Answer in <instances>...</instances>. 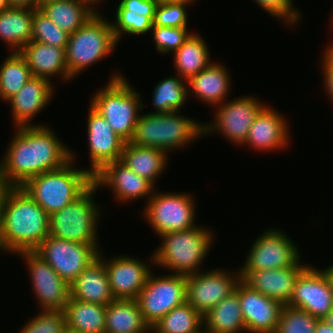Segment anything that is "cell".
Listing matches in <instances>:
<instances>
[{
	"mask_svg": "<svg viewBox=\"0 0 333 333\" xmlns=\"http://www.w3.org/2000/svg\"><path fill=\"white\" fill-rule=\"evenodd\" d=\"M71 160L72 151L47 126L18 127L0 161V185L21 187L36 175L60 169Z\"/></svg>",
	"mask_w": 333,
	"mask_h": 333,
	"instance_id": "obj_1",
	"label": "cell"
},
{
	"mask_svg": "<svg viewBox=\"0 0 333 333\" xmlns=\"http://www.w3.org/2000/svg\"><path fill=\"white\" fill-rule=\"evenodd\" d=\"M49 236V215L21 187H3L0 250L34 251Z\"/></svg>",
	"mask_w": 333,
	"mask_h": 333,
	"instance_id": "obj_2",
	"label": "cell"
},
{
	"mask_svg": "<svg viewBox=\"0 0 333 333\" xmlns=\"http://www.w3.org/2000/svg\"><path fill=\"white\" fill-rule=\"evenodd\" d=\"M72 160L64 167L29 179L21 188L50 216L80 197L92 184L89 170L74 169Z\"/></svg>",
	"mask_w": 333,
	"mask_h": 333,
	"instance_id": "obj_3",
	"label": "cell"
},
{
	"mask_svg": "<svg viewBox=\"0 0 333 333\" xmlns=\"http://www.w3.org/2000/svg\"><path fill=\"white\" fill-rule=\"evenodd\" d=\"M179 113L176 111L140 115L129 142L137 146L158 148L168 154L170 149L185 146L198 136L204 135V124Z\"/></svg>",
	"mask_w": 333,
	"mask_h": 333,
	"instance_id": "obj_4",
	"label": "cell"
},
{
	"mask_svg": "<svg viewBox=\"0 0 333 333\" xmlns=\"http://www.w3.org/2000/svg\"><path fill=\"white\" fill-rule=\"evenodd\" d=\"M90 106L104 117L118 136L129 142L140 116L138 110L144 105L127 80L116 74L93 95Z\"/></svg>",
	"mask_w": 333,
	"mask_h": 333,
	"instance_id": "obj_5",
	"label": "cell"
},
{
	"mask_svg": "<svg viewBox=\"0 0 333 333\" xmlns=\"http://www.w3.org/2000/svg\"><path fill=\"white\" fill-rule=\"evenodd\" d=\"M208 229L195 226L184 231L160 235L163 242L152 259L155 265L168 268L174 274L190 275L199 272V264L206 257L212 242Z\"/></svg>",
	"mask_w": 333,
	"mask_h": 333,
	"instance_id": "obj_6",
	"label": "cell"
},
{
	"mask_svg": "<svg viewBox=\"0 0 333 333\" xmlns=\"http://www.w3.org/2000/svg\"><path fill=\"white\" fill-rule=\"evenodd\" d=\"M106 20L97 12L81 28L69 34L65 59L71 78L115 49L118 41L112 22Z\"/></svg>",
	"mask_w": 333,
	"mask_h": 333,
	"instance_id": "obj_7",
	"label": "cell"
},
{
	"mask_svg": "<svg viewBox=\"0 0 333 333\" xmlns=\"http://www.w3.org/2000/svg\"><path fill=\"white\" fill-rule=\"evenodd\" d=\"M93 183L80 197L49 216V235L84 244H98L96 226L99 207L93 200L97 191Z\"/></svg>",
	"mask_w": 333,
	"mask_h": 333,
	"instance_id": "obj_8",
	"label": "cell"
},
{
	"mask_svg": "<svg viewBox=\"0 0 333 333\" xmlns=\"http://www.w3.org/2000/svg\"><path fill=\"white\" fill-rule=\"evenodd\" d=\"M136 300L151 329L174 307L186 302V275L173 273L156 277L151 272Z\"/></svg>",
	"mask_w": 333,
	"mask_h": 333,
	"instance_id": "obj_9",
	"label": "cell"
},
{
	"mask_svg": "<svg viewBox=\"0 0 333 333\" xmlns=\"http://www.w3.org/2000/svg\"><path fill=\"white\" fill-rule=\"evenodd\" d=\"M34 252L69 285L99 256L98 244H84L48 236Z\"/></svg>",
	"mask_w": 333,
	"mask_h": 333,
	"instance_id": "obj_10",
	"label": "cell"
},
{
	"mask_svg": "<svg viewBox=\"0 0 333 333\" xmlns=\"http://www.w3.org/2000/svg\"><path fill=\"white\" fill-rule=\"evenodd\" d=\"M144 209L145 218L159 236L195 227L194 199L187 193H155Z\"/></svg>",
	"mask_w": 333,
	"mask_h": 333,
	"instance_id": "obj_11",
	"label": "cell"
},
{
	"mask_svg": "<svg viewBox=\"0 0 333 333\" xmlns=\"http://www.w3.org/2000/svg\"><path fill=\"white\" fill-rule=\"evenodd\" d=\"M299 254L286 234L277 229L268 230L253 243L246 263L239 271L240 278L244 280L252 271L294 266L300 260Z\"/></svg>",
	"mask_w": 333,
	"mask_h": 333,
	"instance_id": "obj_12",
	"label": "cell"
},
{
	"mask_svg": "<svg viewBox=\"0 0 333 333\" xmlns=\"http://www.w3.org/2000/svg\"><path fill=\"white\" fill-rule=\"evenodd\" d=\"M240 280L239 272L233 276L220 268L187 275L186 302L203 316L234 292Z\"/></svg>",
	"mask_w": 333,
	"mask_h": 333,
	"instance_id": "obj_13",
	"label": "cell"
},
{
	"mask_svg": "<svg viewBox=\"0 0 333 333\" xmlns=\"http://www.w3.org/2000/svg\"><path fill=\"white\" fill-rule=\"evenodd\" d=\"M17 254L27 260L32 286L42 309L64 311L71 297L70 285L34 251H23Z\"/></svg>",
	"mask_w": 333,
	"mask_h": 333,
	"instance_id": "obj_14",
	"label": "cell"
},
{
	"mask_svg": "<svg viewBox=\"0 0 333 333\" xmlns=\"http://www.w3.org/2000/svg\"><path fill=\"white\" fill-rule=\"evenodd\" d=\"M287 305L323 319L333 308V290L325 273L308 265L297 277Z\"/></svg>",
	"mask_w": 333,
	"mask_h": 333,
	"instance_id": "obj_15",
	"label": "cell"
},
{
	"mask_svg": "<svg viewBox=\"0 0 333 333\" xmlns=\"http://www.w3.org/2000/svg\"><path fill=\"white\" fill-rule=\"evenodd\" d=\"M223 102L215 112L212 125H204V134L221 132L227 139L237 144H244L249 128L259 111L265 106L257 98L242 97L229 103ZM219 109V110H218Z\"/></svg>",
	"mask_w": 333,
	"mask_h": 333,
	"instance_id": "obj_16",
	"label": "cell"
},
{
	"mask_svg": "<svg viewBox=\"0 0 333 333\" xmlns=\"http://www.w3.org/2000/svg\"><path fill=\"white\" fill-rule=\"evenodd\" d=\"M104 262L114 299L136 300L152 272L151 267L132 257L120 256ZM149 267V268H148Z\"/></svg>",
	"mask_w": 333,
	"mask_h": 333,
	"instance_id": "obj_17",
	"label": "cell"
},
{
	"mask_svg": "<svg viewBox=\"0 0 333 333\" xmlns=\"http://www.w3.org/2000/svg\"><path fill=\"white\" fill-rule=\"evenodd\" d=\"M89 108L87 122L91 158L89 172L94 176L107 163L120 160L125 141L112 130L103 116L91 106Z\"/></svg>",
	"mask_w": 333,
	"mask_h": 333,
	"instance_id": "obj_18",
	"label": "cell"
},
{
	"mask_svg": "<svg viewBox=\"0 0 333 333\" xmlns=\"http://www.w3.org/2000/svg\"><path fill=\"white\" fill-rule=\"evenodd\" d=\"M239 302L246 331L275 333L283 305L239 281Z\"/></svg>",
	"mask_w": 333,
	"mask_h": 333,
	"instance_id": "obj_19",
	"label": "cell"
},
{
	"mask_svg": "<svg viewBox=\"0 0 333 333\" xmlns=\"http://www.w3.org/2000/svg\"><path fill=\"white\" fill-rule=\"evenodd\" d=\"M97 187L102 185L112 188L116 199L129 201L141 197L150 198L154 185L146 178L138 176L120 160L107 163L93 176Z\"/></svg>",
	"mask_w": 333,
	"mask_h": 333,
	"instance_id": "obj_20",
	"label": "cell"
},
{
	"mask_svg": "<svg viewBox=\"0 0 333 333\" xmlns=\"http://www.w3.org/2000/svg\"><path fill=\"white\" fill-rule=\"evenodd\" d=\"M307 267L300 260L291 267L252 271L243 281L253 290L287 305L299 274Z\"/></svg>",
	"mask_w": 333,
	"mask_h": 333,
	"instance_id": "obj_21",
	"label": "cell"
},
{
	"mask_svg": "<svg viewBox=\"0 0 333 333\" xmlns=\"http://www.w3.org/2000/svg\"><path fill=\"white\" fill-rule=\"evenodd\" d=\"M53 88L51 80L32 76L17 94L7 100L12 106V117L17 127L31 126L30 119L49 104Z\"/></svg>",
	"mask_w": 333,
	"mask_h": 333,
	"instance_id": "obj_22",
	"label": "cell"
},
{
	"mask_svg": "<svg viewBox=\"0 0 333 333\" xmlns=\"http://www.w3.org/2000/svg\"><path fill=\"white\" fill-rule=\"evenodd\" d=\"M270 106H264L256 115L244 144L261 151L282 149L288 144L289 129L284 117Z\"/></svg>",
	"mask_w": 333,
	"mask_h": 333,
	"instance_id": "obj_23",
	"label": "cell"
},
{
	"mask_svg": "<svg viewBox=\"0 0 333 333\" xmlns=\"http://www.w3.org/2000/svg\"><path fill=\"white\" fill-rule=\"evenodd\" d=\"M71 297L107 306L114 299L104 262L98 257L70 285Z\"/></svg>",
	"mask_w": 333,
	"mask_h": 333,
	"instance_id": "obj_24",
	"label": "cell"
},
{
	"mask_svg": "<svg viewBox=\"0 0 333 333\" xmlns=\"http://www.w3.org/2000/svg\"><path fill=\"white\" fill-rule=\"evenodd\" d=\"M19 52L25 58L32 76L50 80L51 76L59 74L64 77L63 80L72 79L68 72L64 48L30 41Z\"/></svg>",
	"mask_w": 333,
	"mask_h": 333,
	"instance_id": "obj_25",
	"label": "cell"
},
{
	"mask_svg": "<svg viewBox=\"0 0 333 333\" xmlns=\"http://www.w3.org/2000/svg\"><path fill=\"white\" fill-rule=\"evenodd\" d=\"M96 3V0H49L39 5L38 9L71 34L97 13L93 8Z\"/></svg>",
	"mask_w": 333,
	"mask_h": 333,
	"instance_id": "obj_26",
	"label": "cell"
},
{
	"mask_svg": "<svg viewBox=\"0 0 333 333\" xmlns=\"http://www.w3.org/2000/svg\"><path fill=\"white\" fill-rule=\"evenodd\" d=\"M207 333H240L246 331L239 302V282L235 291L203 315ZM206 327V328H204Z\"/></svg>",
	"mask_w": 333,
	"mask_h": 333,
	"instance_id": "obj_27",
	"label": "cell"
},
{
	"mask_svg": "<svg viewBox=\"0 0 333 333\" xmlns=\"http://www.w3.org/2000/svg\"><path fill=\"white\" fill-rule=\"evenodd\" d=\"M229 83L226 67L213 62L187 80V84L191 86L193 94L195 93L199 100L216 106L221 105L228 96Z\"/></svg>",
	"mask_w": 333,
	"mask_h": 333,
	"instance_id": "obj_28",
	"label": "cell"
},
{
	"mask_svg": "<svg viewBox=\"0 0 333 333\" xmlns=\"http://www.w3.org/2000/svg\"><path fill=\"white\" fill-rule=\"evenodd\" d=\"M120 161L154 185L155 178L161 175L167 164V152L125 142Z\"/></svg>",
	"mask_w": 333,
	"mask_h": 333,
	"instance_id": "obj_29",
	"label": "cell"
},
{
	"mask_svg": "<svg viewBox=\"0 0 333 333\" xmlns=\"http://www.w3.org/2000/svg\"><path fill=\"white\" fill-rule=\"evenodd\" d=\"M151 331L137 300L115 299L106 306L105 333H148Z\"/></svg>",
	"mask_w": 333,
	"mask_h": 333,
	"instance_id": "obj_30",
	"label": "cell"
},
{
	"mask_svg": "<svg viewBox=\"0 0 333 333\" xmlns=\"http://www.w3.org/2000/svg\"><path fill=\"white\" fill-rule=\"evenodd\" d=\"M32 21L31 8L9 7L0 12V38L13 47V52H19L31 41Z\"/></svg>",
	"mask_w": 333,
	"mask_h": 333,
	"instance_id": "obj_31",
	"label": "cell"
},
{
	"mask_svg": "<svg viewBox=\"0 0 333 333\" xmlns=\"http://www.w3.org/2000/svg\"><path fill=\"white\" fill-rule=\"evenodd\" d=\"M66 329L105 333L106 306L70 297L64 309Z\"/></svg>",
	"mask_w": 333,
	"mask_h": 333,
	"instance_id": "obj_32",
	"label": "cell"
},
{
	"mask_svg": "<svg viewBox=\"0 0 333 333\" xmlns=\"http://www.w3.org/2000/svg\"><path fill=\"white\" fill-rule=\"evenodd\" d=\"M173 54L177 75L186 81L212 63L205 41L195 33H192Z\"/></svg>",
	"mask_w": 333,
	"mask_h": 333,
	"instance_id": "obj_33",
	"label": "cell"
},
{
	"mask_svg": "<svg viewBox=\"0 0 333 333\" xmlns=\"http://www.w3.org/2000/svg\"><path fill=\"white\" fill-rule=\"evenodd\" d=\"M203 316L189 303L174 307L152 328L153 333H200ZM201 329V330H200Z\"/></svg>",
	"mask_w": 333,
	"mask_h": 333,
	"instance_id": "obj_34",
	"label": "cell"
},
{
	"mask_svg": "<svg viewBox=\"0 0 333 333\" xmlns=\"http://www.w3.org/2000/svg\"><path fill=\"white\" fill-rule=\"evenodd\" d=\"M32 73L20 52H12L0 68V98L7 101L31 79Z\"/></svg>",
	"mask_w": 333,
	"mask_h": 333,
	"instance_id": "obj_35",
	"label": "cell"
},
{
	"mask_svg": "<svg viewBox=\"0 0 333 333\" xmlns=\"http://www.w3.org/2000/svg\"><path fill=\"white\" fill-rule=\"evenodd\" d=\"M168 77L160 81L154 89L153 105L154 113H169L180 111L188 96V88L183 82L184 78Z\"/></svg>",
	"mask_w": 333,
	"mask_h": 333,
	"instance_id": "obj_36",
	"label": "cell"
},
{
	"mask_svg": "<svg viewBox=\"0 0 333 333\" xmlns=\"http://www.w3.org/2000/svg\"><path fill=\"white\" fill-rule=\"evenodd\" d=\"M69 33L61 29L38 8L33 9L31 41L66 48Z\"/></svg>",
	"mask_w": 333,
	"mask_h": 333,
	"instance_id": "obj_37",
	"label": "cell"
},
{
	"mask_svg": "<svg viewBox=\"0 0 333 333\" xmlns=\"http://www.w3.org/2000/svg\"><path fill=\"white\" fill-rule=\"evenodd\" d=\"M318 320L304 310L283 305L275 333H315Z\"/></svg>",
	"mask_w": 333,
	"mask_h": 333,
	"instance_id": "obj_38",
	"label": "cell"
},
{
	"mask_svg": "<svg viewBox=\"0 0 333 333\" xmlns=\"http://www.w3.org/2000/svg\"><path fill=\"white\" fill-rule=\"evenodd\" d=\"M19 333H65L66 316L62 310H42Z\"/></svg>",
	"mask_w": 333,
	"mask_h": 333,
	"instance_id": "obj_39",
	"label": "cell"
},
{
	"mask_svg": "<svg viewBox=\"0 0 333 333\" xmlns=\"http://www.w3.org/2000/svg\"><path fill=\"white\" fill-rule=\"evenodd\" d=\"M185 6L187 5L182 3L159 1L155 10L153 25L175 28L187 27Z\"/></svg>",
	"mask_w": 333,
	"mask_h": 333,
	"instance_id": "obj_40",
	"label": "cell"
},
{
	"mask_svg": "<svg viewBox=\"0 0 333 333\" xmlns=\"http://www.w3.org/2000/svg\"><path fill=\"white\" fill-rule=\"evenodd\" d=\"M156 49L160 53L176 51L192 34L187 31V27H161L152 26Z\"/></svg>",
	"mask_w": 333,
	"mask_h": 333,
	"instance_id": "obj_41",
	"label": "cell"
},
{
	"mask_svg": "<svg viewBox=\"0 0 333 333\" xmlns=\"http://www.w3.org/2000/svg\"><path fill=\"white\" fill-rule=\"evenodd\" d=\"M114 23H112L113 33L117 41L124 33L141 35L151 31L153 26V22L147 16L135 14H116Z\"/></svg>",
	"mask_w": 333,
	"mask_h": 333,
	"instance_id": "obj_42",
	"label": "cell"
},
{
	"mask_svg": "<svg viewBox=\"0 0 333 333\" xmlns=\"http://www.w3.org/2000/svg\"><path fill=\"white\" fill-rule=\"evenodd\" d=\"M270 15L288 23H297L300 13L293 7L292 0H254Z\"/></svg>",
	"mask_w": 333,
	"mask_h": 333,
	"instance_id": "obj_43",
	"label": "cell"
},
{
	"mask_svg": "<svg viewBox=\"0 0 333 333\" xmlns=\"http://www.w3.org/2000/svg\"><path fill=\"white\" fill-rule=\"evenodd\" d=\"M159 0H121L116 14H135L147 16L152 22Z\"/></svg>",
	"mask_w": 333,
	"mask_h": 333,
	"instance_id": "obj_44",
	"label": "cell"
},
{
	"mask_svg": "<svg viewBox=\"0 0 333 333\" xmlns=\"http://www.w3.org/2000/svg\"><path fill=\"white\" fill-rule=\"evenodd\" d=\"M323 54V74H324V85L329 94L331 100H333V45L325 50Z\"/></svg>",
	"mask_w": 333,
	"mask_h": 333,
	"instance_id": "obj_45",
	"label": "cell"
},
{
	"mask_svg": "<svg viewBox=\"0 0 333 333\" xmlns=\"http://www.w3.org/2000/svg\"><path fill=\"white\" fill-rule=\"evenodd\" d=\"M11 7L38 8V0H8Z\"/></svg>",
	"mask_w": 333,
	"mask_h": 333,
	"instance_id": "obj_46",
	"label": "cell"
},
{
	"mask_svg": "<svg viewBox=\"0 0 333 333\" xmlns=\"http://www.w3.org/2000/svg\"><path fill=\"white\" fill-rule=\"evenodd\" d=\"M315 333H333V327L329 326L322 319H319L315 327Z\"/></svg>",
	"mask_w": 333,
	"mask_h": 333,
	"instance_id": "obj_47",
	"label": "cell"
},
{
	"mask_svg": "<svg viewBox=\"0 0 333 333\" xmlns=\"http://www.w3.org/2000/svg\"><path fill=\"white\" fill-rule=\"evenodd\" d=\"M325 275L327 276L328 280H329V283L331 285V288L333 290V265L325 270H322Z\"/></svg>",
	"mask_w": 333,
	"mask_h": 333,
	"instance_id": "obj_48",
	"label": "cell"
},
{
	"mask_svg": "<svg viewBox=\"0 0 333 333\" xmlns=\"http://www.w3.org/2000/svg\"><path fill=\"white\" fill-rule=\"evenodd\" d=\"M329 326L333 327V308L327 313V315L322 319Z\"/></svg>",
	"mask_w": 333,
	"mask_h": 333,
	"instance_id": "obj_49",
	"label": "cell"
},
{
	"mask_svg": "<svg viewBox=\"0 0 333 333\" xmlns=\"http://www.w3.org/2000/svg\"><path fill=\"white\" fill-rule=\"evenodd\" d=\"M161 2H171V3H182V4H186L189 5V3L191 4L192 1L194 0H159Z\"/></svg>",
	"mask_w": 333,
	"mask_h": 333,
	"instance_id": "obj_50",
	"label": "cell"
},
{
	"mask_svg": "<svg viewBox=\"0 0 333 333\" xmlns=\"http://www.w3.org/2000/svg\"><path fill=\"white\" fill-rule=\"evenodd\" d=\"M11 7L8 0H0V12Z\"/></svg>",
	"mask_w": 333,
	"mask_h": 333,
	"instance_id": "obj_51",
	"label": "cell"
},
{
	"mask_svg": "<svg viewBox=\"0 0 333 333\" xmlns=\"http://www.w3.org/2000/svg\"><path fill=\"white\" fill-rule=\"evenodd\" d=\"M65 333H89V332H81V331L66 329Z\"/></svg>",
	"mask_w": 333,
	"mask_h": 333,
	"instance_id": "obj_52",
	"label": "cell"
},
{
	"mask_svg": "<svg viewBox=\"0 0 333 333\" xmlns=\"http://www.w3.org/2000/svg\"><path fill=\"white\" fill-rule=\"evenodd\" d=\"M47 1H49V0H38V7H39V5H41L42 3L47 2Z\"/></svg>",
	"mask_w": 333,
	"mask_h": 333,
	"instance_id": "obj_53",
	"label": "cell"
},
{
	"mask_svg": "<svg viewBox=\"0 0 333 333\" xmlns=\"http://www.w3.org/2000/svg\"><path fill=\"white\" fill-rule=\"evenodd\" d=\"M2 191H3V186L0 185V201H1V198H2Z\"/></svg>",
	"mask_w": 333,
	"mask_h": 333,
	"instance_id": "obj_54",
	"label": "cell"
}]
</instances>
